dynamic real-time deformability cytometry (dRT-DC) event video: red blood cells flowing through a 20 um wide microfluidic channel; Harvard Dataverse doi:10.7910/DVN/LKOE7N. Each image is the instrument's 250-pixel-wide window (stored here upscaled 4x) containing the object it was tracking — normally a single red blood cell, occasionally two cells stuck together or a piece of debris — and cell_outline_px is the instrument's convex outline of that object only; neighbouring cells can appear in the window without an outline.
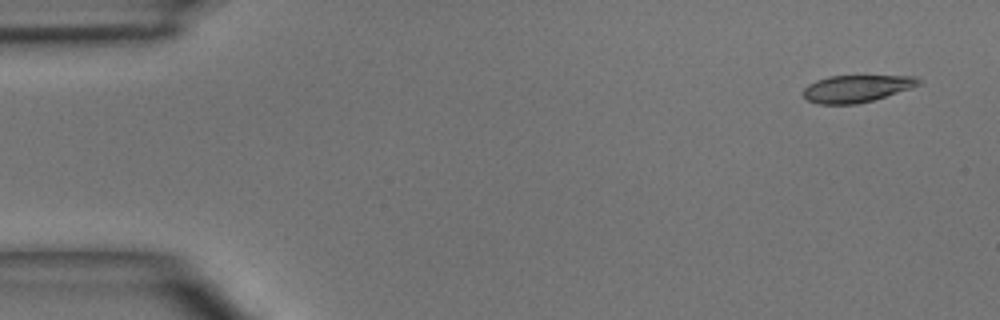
{"species": "common noctule bat (a hibernating species)", "species_latin": "Nyctalus noctula", "temperature_condition": "room temperature", "stored_images_in_passage": 4, "camera_frame_rate_fps": 3000, "um_per_image_px": 0.085, "animal": {"sex": "male", "body_mass_g": 15.6}, "frame": {"image": 1, "passage_image": 1, "time_ms": 0.0, "image_size_px": [1000, 320], "cell_outline_px": [[924, 80], [920, 84], [872, 100], [856, 104], [816, 104], [808, 100], [804, 96], [804, 88], [808, 84], [816, 80], [828, 76], [916, 76]], "centroid_in_image_um": [72.78, 7.52], "position_along_channel_um": 12.2, "area_um2": 18.03}}
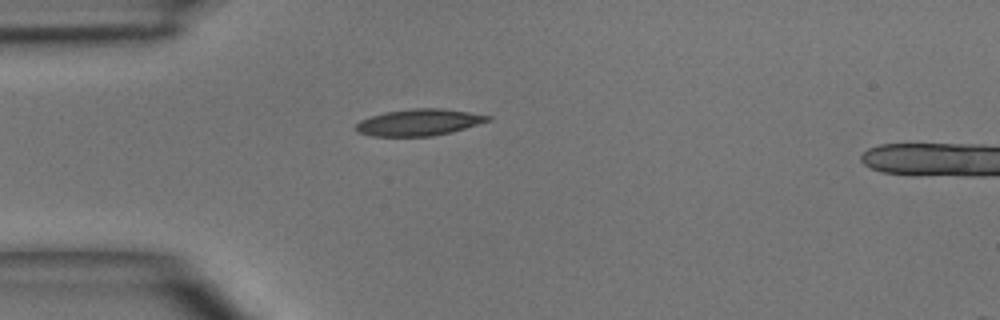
{"frame": {"image": 2, "passage_image": 4, "time_ms": 3.333, "image_size_px": [1000, 320], "cell_outline_px": [[492, 120], [452, 132], [432, 136], [372, 136], [360, 132], [356, 128], [356, 124], [360, 120], [384, 112], [412, 108], [440, 108], [468, 112], [492, 116]], "centroid_in_image_um": [35.65, 10.39], "position_along_channel_um": 49.4, "area_um2": 20.35}}